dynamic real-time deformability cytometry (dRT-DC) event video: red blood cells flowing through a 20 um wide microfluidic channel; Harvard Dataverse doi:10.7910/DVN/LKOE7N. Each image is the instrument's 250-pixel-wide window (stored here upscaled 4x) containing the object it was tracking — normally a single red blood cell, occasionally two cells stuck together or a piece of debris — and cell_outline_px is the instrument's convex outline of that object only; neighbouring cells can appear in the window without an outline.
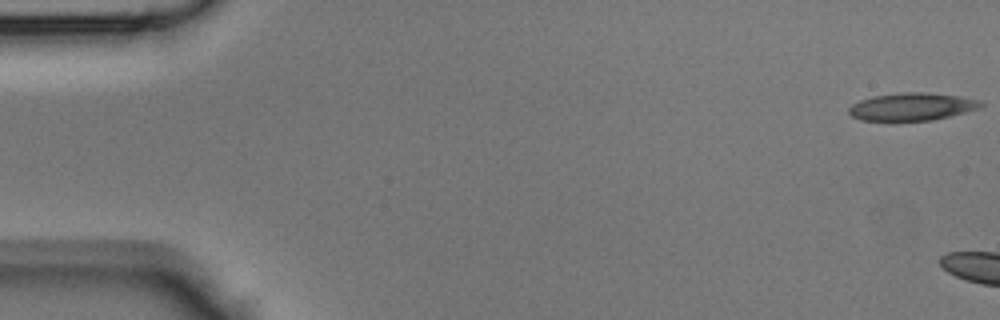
{"species": "Egyptian fruit bat (a non-hibernating species)", "species_latin": "Rousettus aegyptiacus", "temperature_condition": "room temperature", "stored_images_in_passage": 5, "camera_frame_rate_fps": 3000, "um_per_image_px": 0.085, "animal": {"sex": "male"}, "frame": {"image": 1, "passage_image": 1, "time_ms": 0.0, "image_size_px": [1000, 320], "cell_outline_px": [[984, 104], [980, 108], [932, 120], [896, 124], [892, 124], [860, 120], [852, 116], [848, 112], [848, 108], [852, 104], [860, 100], [872, 96], [900, 92], [928, 92], [960, 96], [980, 100]], "centroid_in_image_um": [77.44, 9.11], "position_along_channel_um": 7.6, "area_um2": 22.31}}